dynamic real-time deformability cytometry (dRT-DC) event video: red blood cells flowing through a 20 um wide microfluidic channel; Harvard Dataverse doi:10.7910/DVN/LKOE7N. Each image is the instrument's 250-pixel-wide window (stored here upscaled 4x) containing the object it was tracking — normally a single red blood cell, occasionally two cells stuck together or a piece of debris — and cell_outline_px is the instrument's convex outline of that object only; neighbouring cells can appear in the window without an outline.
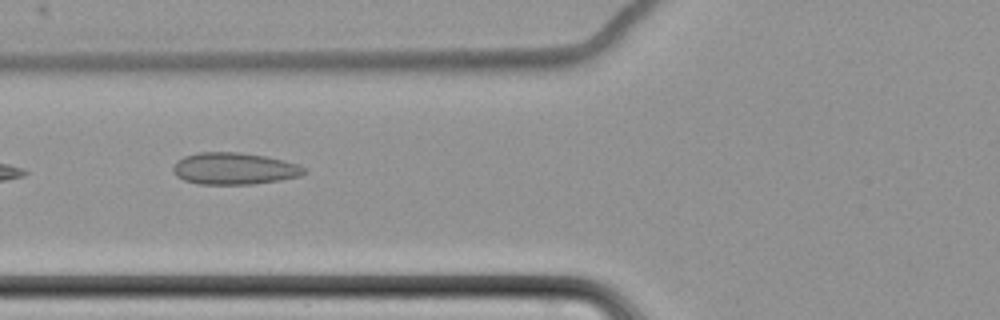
{"species": "common noctule bat (a hibernating species)", "species_latin": "Nyctalus noctula", "temperature_condition": "cold", "stored_images_in_passage": 16, "camera_frame_rate_fps": 3000, "um_per_image_px": 0.085, "animal": {"sex": "female", "body_mass_g": 22.7, "forearm_length_mm": 54.2}, "frame": {"image": 1, "passage_image": 7, "time_ms": 8.333, "image_size_px": [1000, 320], "cell_outline_px": [[308, 172], [300, 176], [280, 180], [256, 184], [200, 184], [184, 180], [176, 176], [172, 172], [172, 168], [176, 160], [184, 156], [200, 152], [240, 152], [264, 156], [284, 160], [296, 164], [304, 168]], "centroid_in_image_um": [19.89, 14.33], "position_along_channel_um": 105.9, "area_um2": 24.45}}
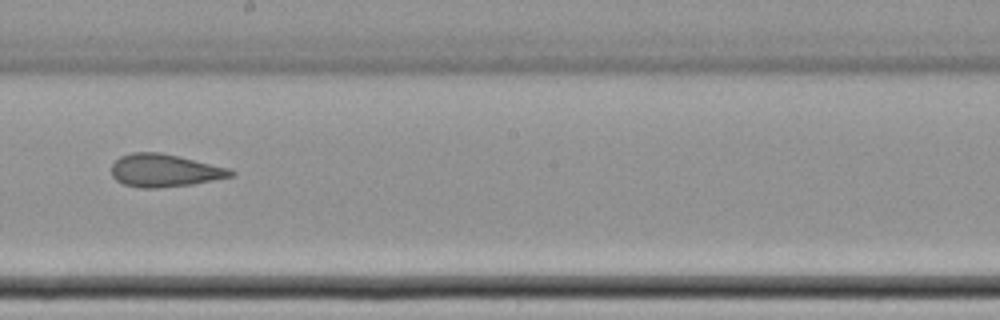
{"frame": {"image": 2, "passage_image": 10, "time_ms": 12.0, "image_size_px": [1000, 320], "cell_outline_px": [[236, 172], [232, 176], [192, 184], [160, 188], [140, 188], [124, 184], [116, 180], [112, 176], [112, 164], [120, 156], [132, 152], [160, 152], [228, 168]], "centroid_in_image_um": [13.95, 14.49], "position_along_channel_um": 234.3, "area_um2": 22.6}}
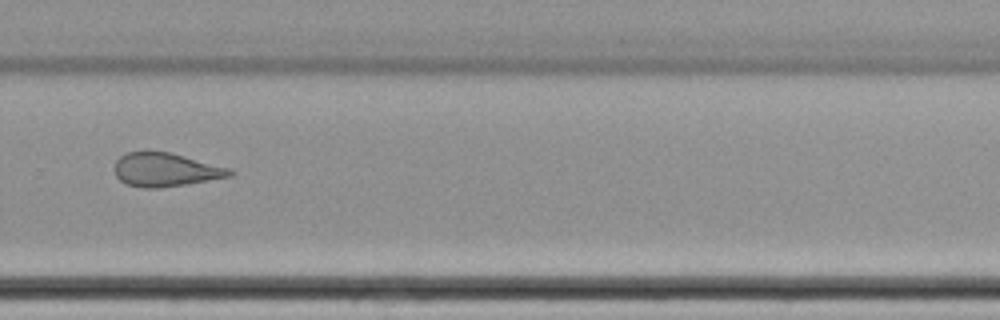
{"frame": {"image": 3, "passage_image": 12, "time_ms": 14.333, "image_size_px": [1000, 320], "cell_outline_px": [[236, 172], [232, 176], [184, 184], [156, 188], [144, 188], [128, 184], [120, 180], [116, 176], [112, 168], [116, 160], [120, 156], [128, 152], [168, 152], [232, 168]], "centroid_in_image_um": [14.07, 14.43], "position_along_channel_um": 315.7, "area_um2": 22.48}, "authors_computed_cell_mechanics": {"area_um2": 24.9985, "velocity_mm_per_s": 3.5077, "shape_relaxation_time_tau1_ms": null, "shape_relaxation_time_tau2_ms": 5.9024, "deformation_change_tau1": null, "deformation_change_tau2": 0.1151}}